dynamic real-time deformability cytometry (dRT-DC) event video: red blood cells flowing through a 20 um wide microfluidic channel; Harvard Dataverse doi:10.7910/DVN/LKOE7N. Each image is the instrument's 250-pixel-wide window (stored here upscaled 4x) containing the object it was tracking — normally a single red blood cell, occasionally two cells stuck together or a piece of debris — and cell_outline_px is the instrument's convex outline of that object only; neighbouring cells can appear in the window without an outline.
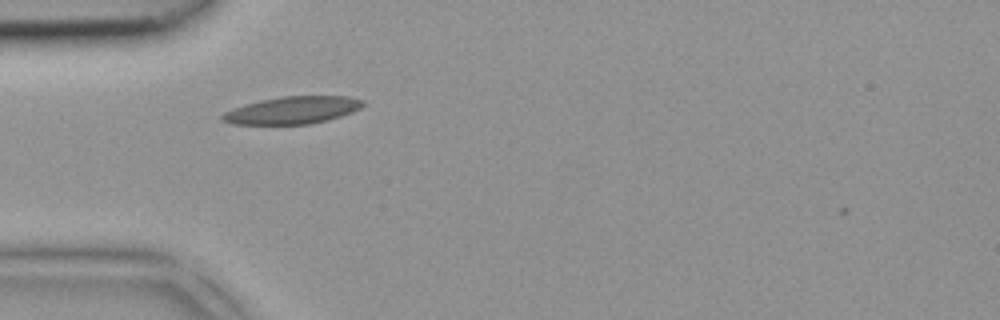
{"species": "common noctule bat (a hibernating species)", "species_latin": "Nyctalus noctula", "temperature_condition": "room temperature", "stored_images_in_passage": 2, "camera_frame_rate_fps": 3000, "um_per_image_px": 0.085, "animal": {"sex": "female", "body_mass_g": 18.4}, "frame": {"image": 1, "passage_image": 1, "time_ms": 0.0, "image_size_px": [1000, 320], "cell_outline_px": [[364, 104], [360, 108], [352, 112], [340, 116], [308, 124], [232, 124], [220, 120], [220, 116], [224, 112], [232, 108], [260, 100], [280, 96], [348, 96], [364, 100]], "centroid_in_image_um": [24.82, 9.36], "position_along_channel_um": 60.2, "area_um2": 22.37}}